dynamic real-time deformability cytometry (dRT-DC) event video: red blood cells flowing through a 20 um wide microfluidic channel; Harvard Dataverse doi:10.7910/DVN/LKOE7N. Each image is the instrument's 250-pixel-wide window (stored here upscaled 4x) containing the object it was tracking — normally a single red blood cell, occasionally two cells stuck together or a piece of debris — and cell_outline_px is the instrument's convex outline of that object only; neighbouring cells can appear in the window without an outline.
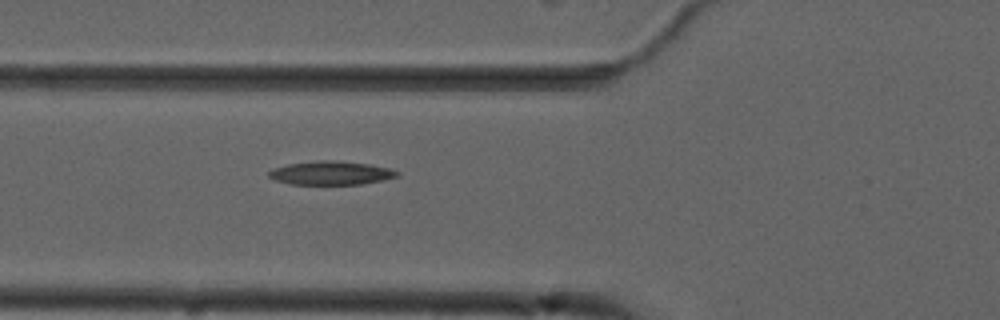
{"species": "common noctule bat (a hibernating species)", "species_latin": "Nyctalus noctula", "temperature_condition": "cold", "stored_images_in_passage": 2, "camera_frame_rate_fps": 3000, "um_per_image_px": 0.085, "animal": {"sex": "male", "forearm_length_mm": 52.5}, "frame": {"image": 1, "passage_image": 2, "time_ms": 1.0, "image_size_px": [1000, 320], "cell_outline_px": [[400, 176], [384, 180], [360, 184], [292, 184], [276, 180], [268, 176], [268, 172], [276, 168], [288, 164], [320, 160], [332, 160], [368, 164], [388, 168], [400, 172]], "centroid_in_image_um": [28.17, 14.7], "position_along_channel_um": 97.6, "area_um2": 17.46}}